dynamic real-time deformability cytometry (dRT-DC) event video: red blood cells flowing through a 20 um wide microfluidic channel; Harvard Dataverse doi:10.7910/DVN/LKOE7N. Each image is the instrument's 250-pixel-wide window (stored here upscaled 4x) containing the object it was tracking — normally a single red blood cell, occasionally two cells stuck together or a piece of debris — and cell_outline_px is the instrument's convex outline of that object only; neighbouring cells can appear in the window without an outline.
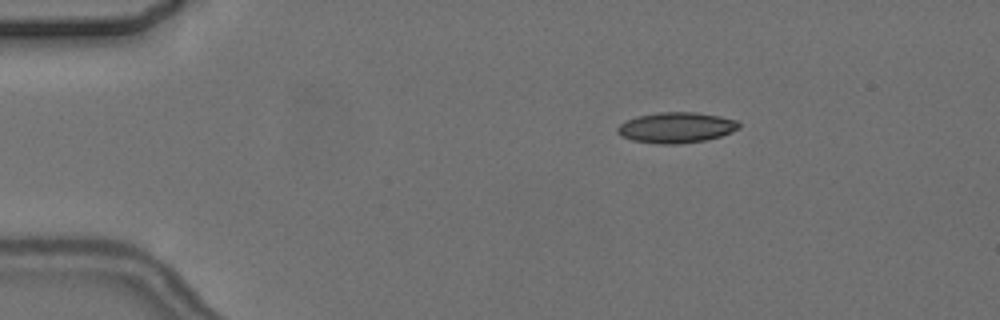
{"species": "common noctule bat (a hibernating species)", "species_latin": "Nyctalus noctula", "temperature_condition": "cold", "stored_images_in_passage": 4, "camera_frame_rate_fps": 3000, "um_per_image_px": 0.085, "animal": {"sex": "female", "body_mass_g": 24.6, "forearm_length_mm": 56.2}, "frame": {"image": 1, "passage_image": 2, "time_ms": 1.0, "image_size_px": [1000, 320], "cell_outline_px": [[740, 128], [732, 132], [720, 136], [704, 140], [676, 144], [656, 144], [632, 140], [620, 136], [616, 132], [616, 128], [620, 124], [636, 116], [656, 112], [696, 112], [720, 116], [736, 120], [740, 124]], "centroid_in_image_um": [57.46, 10.84], "position_along_channel_um": 27.5, "area_um2": 21.79}}
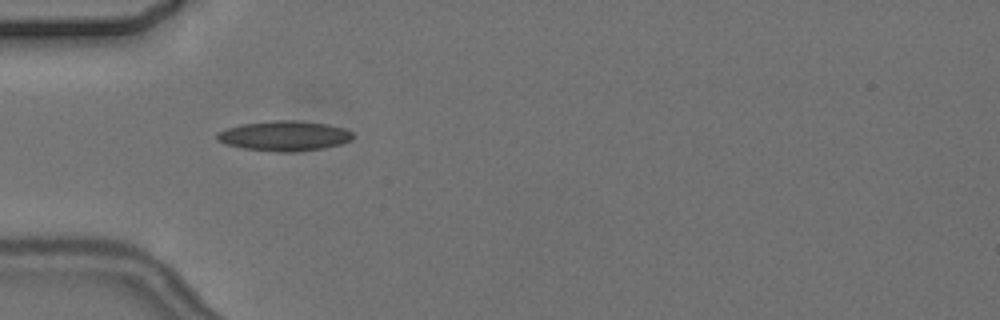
{"frame": {"image": 2, "passage_image": 4, "time_ms": 3.667, "image_size_px": [1000, 320], "cell_outline_px": [[352, 140], [340, 144], [324, 148], [296, 152], [276, 152], [244, 148], [224, 144], [216, 140], [216, 132], [240, 124], [272, 120], [300, 120], [328, 124], [344, 128], [352, 132]], "centroid_in_image_um": [24.15, 11.54], "position_along_channel_um": 60.9, "area_um2": 24.04}}